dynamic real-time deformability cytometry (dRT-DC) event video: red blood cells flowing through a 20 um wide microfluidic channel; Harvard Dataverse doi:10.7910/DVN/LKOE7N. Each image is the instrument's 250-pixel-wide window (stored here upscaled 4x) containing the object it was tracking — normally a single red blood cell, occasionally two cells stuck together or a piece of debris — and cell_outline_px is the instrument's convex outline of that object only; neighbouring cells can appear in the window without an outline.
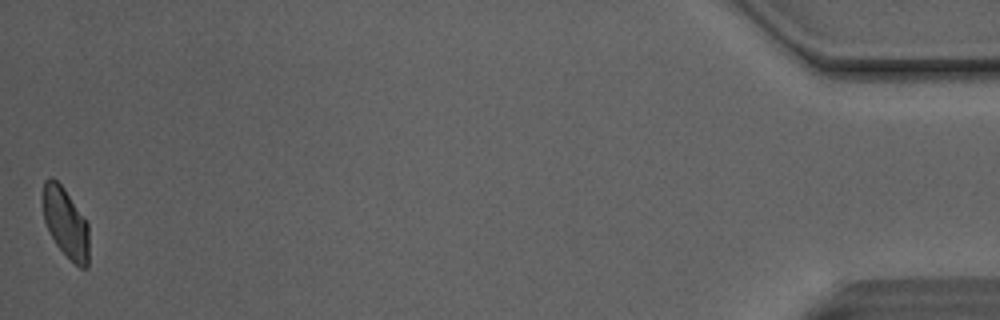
{"species": "Egyptian fruit bat (a non-hibernating species)", "species_latin": "Rousettus aegyptiacus", "temperature_condition": "room temperature", "stored_images_in_passage": 41, "camera_frame_rate_fps": 3000, "um_per_image_px": 0.085, "animal": {"sex": "male"}, "frame": {"image": 1, "passage_image": 41, "time_ms": 13.333, "image_size_px": [1000, 320], "cell_outline_px": [[88, 268], [80, 268], [56, 244], [44, 220], [40, 200], [44, 180], [48, 176], [52, 176], [64, 188], [88, 224]], "centroid_in_image_um": [5.53, 18.87], "position_along_channel_um": 429.7, "area_um2": 18.84}, "authors_computed_cell_mechanics": {"area_um2": 20.5768, "velocity_mm_per_s": 4.1176, "shape_relaxation_time_tau1_ms": 3.3934, "shape_relaxation_time_tau2_ms": 1.1707, "deformation_change_tau1": 0.098, "deformation_change_tau2": 0.0688}}